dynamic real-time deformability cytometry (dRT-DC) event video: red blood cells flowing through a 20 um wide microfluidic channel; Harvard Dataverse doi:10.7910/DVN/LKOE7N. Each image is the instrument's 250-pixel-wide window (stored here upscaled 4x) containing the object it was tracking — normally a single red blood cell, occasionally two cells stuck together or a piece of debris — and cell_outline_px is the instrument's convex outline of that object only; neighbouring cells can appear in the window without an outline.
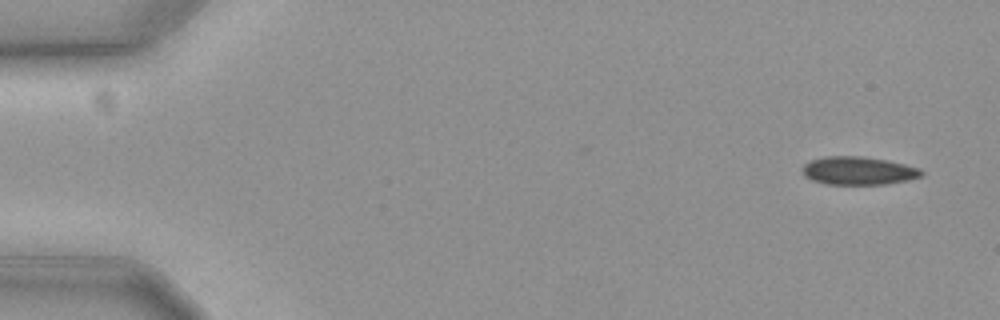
{"species": "common noctule bat (a hibernating species)", "species_latin": "Nyctalus noctula", "temperature_condition": "cold", "stored_images_in_passage": 6, "camera_frame_rate_fps": 3000, "um_per_image_px": 0.085, "animal": {"sex": "female", "body_mass_g": 19.3, "forearm_length_mm": 54.1}, "frame": {"image": 1, "passage_image": 1, "time_ms": 0.0, "image_size_px": [1000, 320], "cell_outline_px": [[924, 176], [908, 180], [888, 184], [824, 184], [812, 180], [804, 176], [800, 168], [804, 164], [812, 160], [824, 156], [864, 156], [888, 160], [920, 168], [924, 172]], "centroid_in_image_um": [72.97, 14.51], "position_along_channel_um": 12.0, "area_um2": 19.83}}